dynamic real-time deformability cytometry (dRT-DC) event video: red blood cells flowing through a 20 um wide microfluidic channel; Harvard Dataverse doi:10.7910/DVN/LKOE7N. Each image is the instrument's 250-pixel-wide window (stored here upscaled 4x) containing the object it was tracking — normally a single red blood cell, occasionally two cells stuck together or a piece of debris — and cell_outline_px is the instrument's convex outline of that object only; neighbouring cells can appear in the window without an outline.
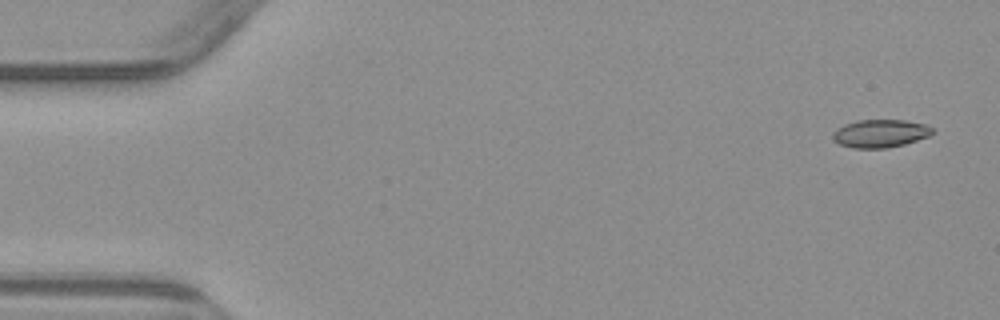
{"species": "common noctule bat (a hibernating species)", "species_latin": "Nyctalus noctula", "temperature_condition": "warm", "stored_images_in_passage": 8, "camera_frame_rate_fps": 3000, "um_per_image_px": 0.085, "animal": {"sex": "male", "body_mass_g": 23.1, "forearm_length_mm": 52.7}, "frame": {"image": 1, "passage_image": 1, "time_ms": 0.0, "image_size_px": [1000, 320], "cell_outline_px": [[936, 132], [928, 136], [904, 144], [884, 148], [852, 148], [840, 144], [832, 140], [832, 132], [836, 128], [844, 124], [856, 120], [904, 120], [928, 124]], "centroid_in_image_um": [74.8, 11.33], "position_along_channel_um": 10.2, "area_um2": 16.42}}
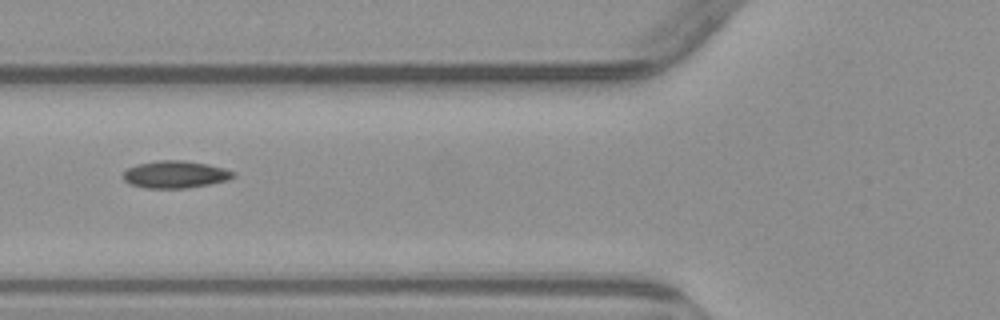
{"frame": {"image": 2, "passage_image": 6, "time_ms": 6.0, "image_size_px": [1000, 320], "cell_outline_px": [[236, 176], [228, 180], [208, 184], [184, 188], [144, 188], [132, 184], [124, 180], [124, 172], [128, 168], [136, 164], [156, 160], [184, 160], [208, 164], [224, 168], [236, 172]], "centroid_in_image_um": [14.92, 14.81], "position_along_channel_um": 110.9, "area_um2": 17.51}}
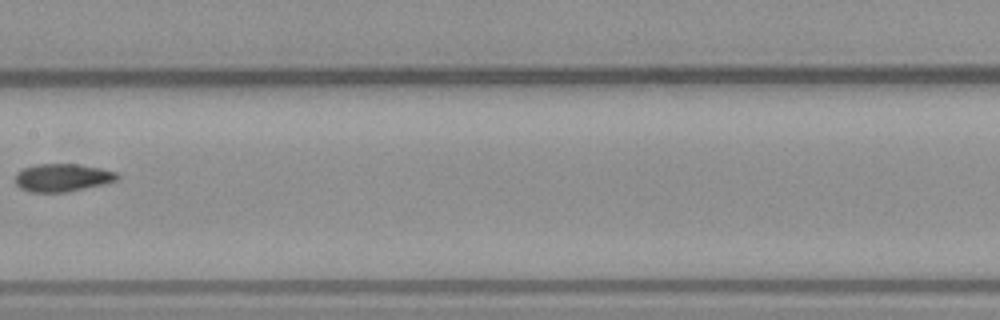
{"frame": {"image": 3, "passage_image": 8, "time_ms": 8.333, "image_size_px": [1000, 320], "cell_outline_px": [[120, 176], [116, 180], [104, 184], [68, 192], [28, 192], [20, 188], [16, 184], [16, 172], [24, 168], [36, 164], [76, 164], [100, 168], [116, 172]], "centroid_in_image_um": [5.29, 15.1], "position_along_channel_um": 202.1, "area_um2": 16.59}}